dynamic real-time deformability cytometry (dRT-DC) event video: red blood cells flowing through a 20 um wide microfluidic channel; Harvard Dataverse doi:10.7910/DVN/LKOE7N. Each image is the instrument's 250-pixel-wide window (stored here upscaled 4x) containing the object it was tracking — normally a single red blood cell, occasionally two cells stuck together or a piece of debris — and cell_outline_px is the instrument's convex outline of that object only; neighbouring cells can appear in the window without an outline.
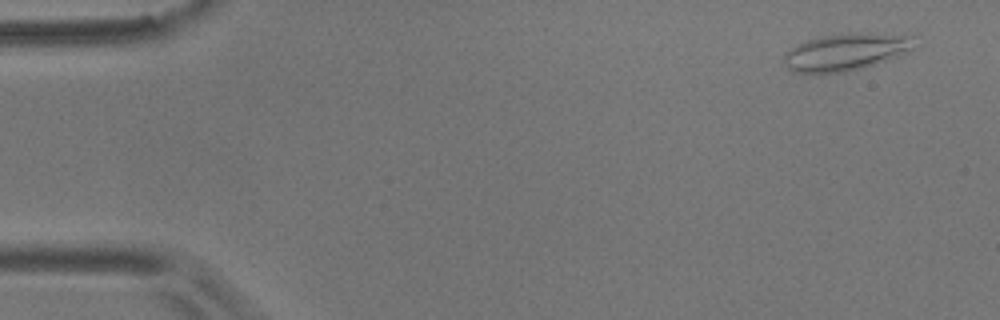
{"species": "common noctule bat (a hibernating species)", "species_latin": "Nyctalus noctula", "temperature_condition": "room temperature", "stored_images_in_passage": 13, "camera_frame_rate_fps": 3000, "um_per_image_px": 0.085, "animal": {"sex": "male", "body_mass_g": 17.9}, "frame": {"image": 1, "passage_image": 1, "time_ms": 0.0, "image_size_px": [1000, 320], "cell_outline_px": [[912, 48], [900, 56], [860, 68], [844, 72], [820, 76], [792, 72], [784, 64], [784, 56], [792, 48], [808, 40], [824, 36], [848, 32], [872, 32], [912, 36]], "centroid_in_image_um": [71.85, 4.45], "position_along_channel_um": 13.2, "area_um2": 28.5}}
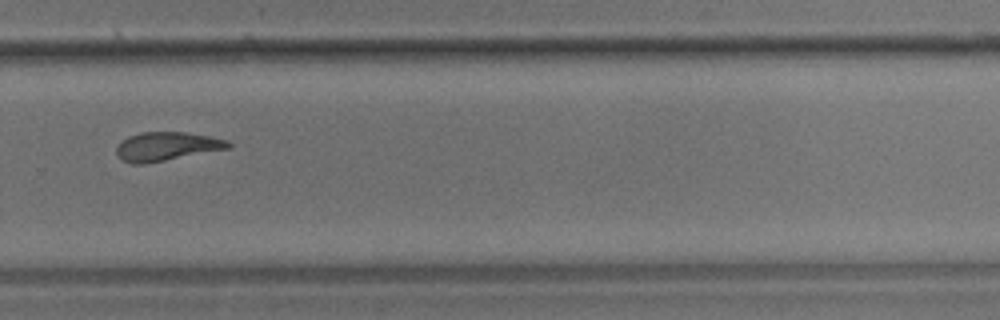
{"frame": {"image": 2, "passage_image": 10, "time_ms": 11.667, "image_size_px": [1000, 320], "cell_outline_px": [[232, 148], [144, 164], [132, 164], [120, 160], [116, 152], [116, 148], [128, 136], [140, 132], [184, 132], [208, 136], [228, 140], [232, 144]], "centroid_in_image_um": [14.18, 12.45], "position_along_channel_um": 315.6, "area_um2": 18.79}}
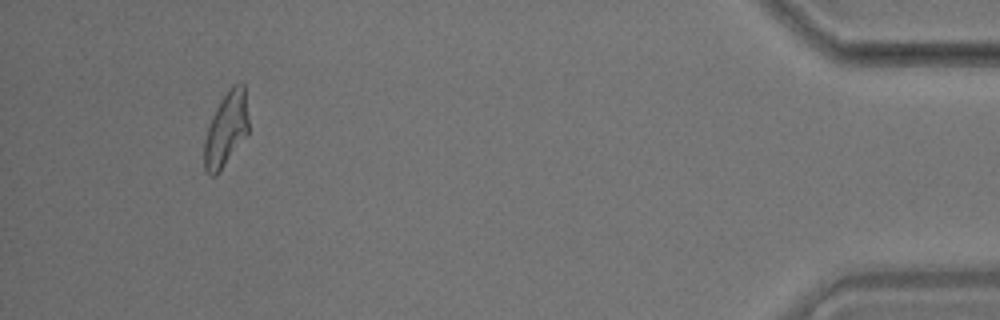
{"frame": {"image": 3, "passage_image": 13, "time_ms": 16.333, "image_size_px": [1000, 320], "cell_outline_px": [[248, 132], [216, 176], [208, 176], [204, 168], [204, 140], [212, 116], [220, 100], [232, 84], [240, 80], [244, 84], [248, 120]], "centroid_in_image_um": [19.2, 10.96], "position_along_channel_um": 416.0, "area_um2": 19.07}, "authors_computed_cell_mechanics": {"area_um2": 19.363, "velocity_mm_per_s": 3.565, "shape_relaxation_time_tau1_ms": 5.4815, "shape_relaxation_time_tau2_ms": null, "deformation_change_tau1": 0.1607, "deformation_change_tau2": null}}